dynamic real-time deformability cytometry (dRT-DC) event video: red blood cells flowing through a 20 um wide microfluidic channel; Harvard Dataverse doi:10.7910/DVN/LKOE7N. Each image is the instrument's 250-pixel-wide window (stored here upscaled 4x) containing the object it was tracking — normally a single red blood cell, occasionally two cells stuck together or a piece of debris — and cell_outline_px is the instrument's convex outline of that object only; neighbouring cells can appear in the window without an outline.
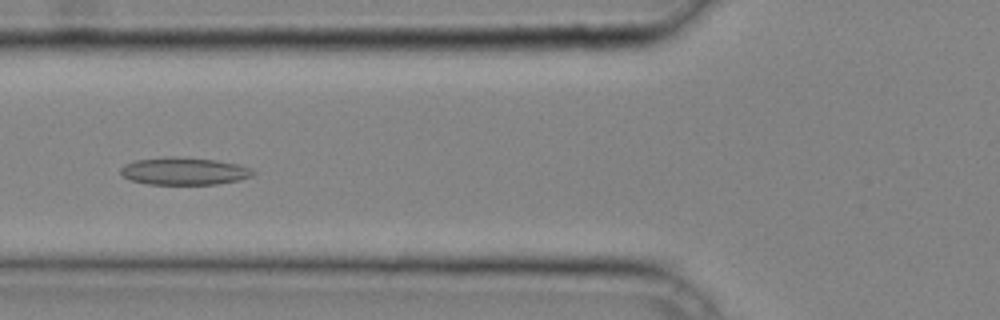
{"species": "common noctule bat (a hibernating species)", "species_latin": "Nyctalus noctula", "temperature_condition": "cold", "stored_images_in_passage": 31, "camera_frame_rate_fps": 3000, "um_per_image_px": 0.085, "animal": {"sex": "male", "body_mass_g": 20.4}, "frame": {"image": 1, "passage_image": 16, "time_ms": 5.0, "image_size_px": [1000, 320], "cell_outline_px": [[256, 172], [252, 176], [236, 180], [216, 184], [148, 184], [132, 180], [120, 176], [120, 168], [124, 164], [136, 160], [164, 156], [176, 156], [216, 160], [240, 164], [252, 168]], "centroid_in_image_um": [15.63, 14.53], "position_along_channel_um": 110.2, "area_um2": 21.39}}
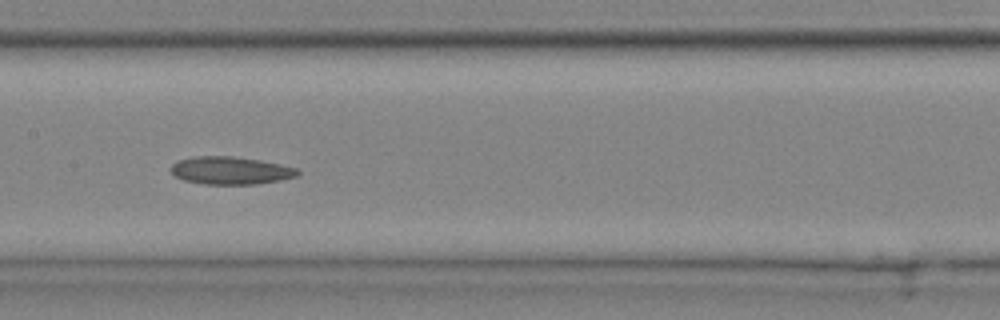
{"frame": {"image": 2, "passage_image": 21, "time_ms": 6.667, "image_size_px": [1000, 320], "cell_outline_px": [[300, 172], [296, 176], [280, 180], [256, 184], [204, 184], [184, 180], [176, 176], [172, 172], [172, 164], [176, 160], [196, 156], [232, 156], [260, 160], [280, 164], [296, 168]], "centroid_in_image_um": [19.59, 14.49], "position_along_channel_um": 187.8, "area_um2": 20.35}}
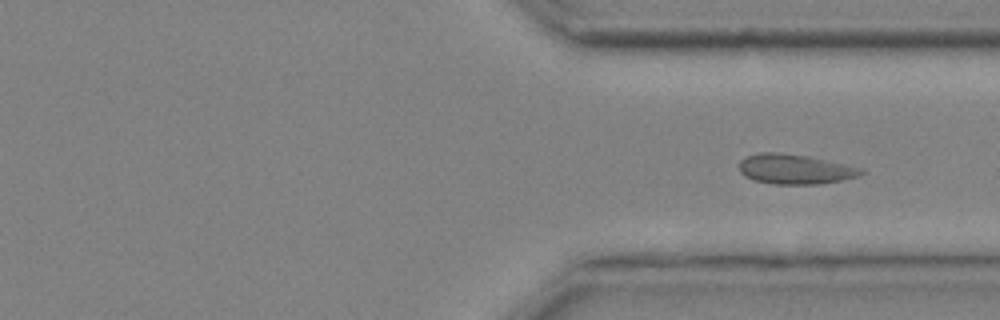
{"frame": {"image": 3, "passage_image": 31, "time_ms": 10.0, "image_size_px": [1000, 320], "cell_outline_px": [[864, 172], [856, 176], [844, 180], [820, 184], [772, 184], [752, 180], [744, 176], [740, 172], [740, 160], [744, 156], [760, 152], [776, 152], [808, 156], [864, 168]], "centroid_in_image_um": [67.54, 14.38], "position_along_channel_um": 343.9, "area_um2": 21.39}}